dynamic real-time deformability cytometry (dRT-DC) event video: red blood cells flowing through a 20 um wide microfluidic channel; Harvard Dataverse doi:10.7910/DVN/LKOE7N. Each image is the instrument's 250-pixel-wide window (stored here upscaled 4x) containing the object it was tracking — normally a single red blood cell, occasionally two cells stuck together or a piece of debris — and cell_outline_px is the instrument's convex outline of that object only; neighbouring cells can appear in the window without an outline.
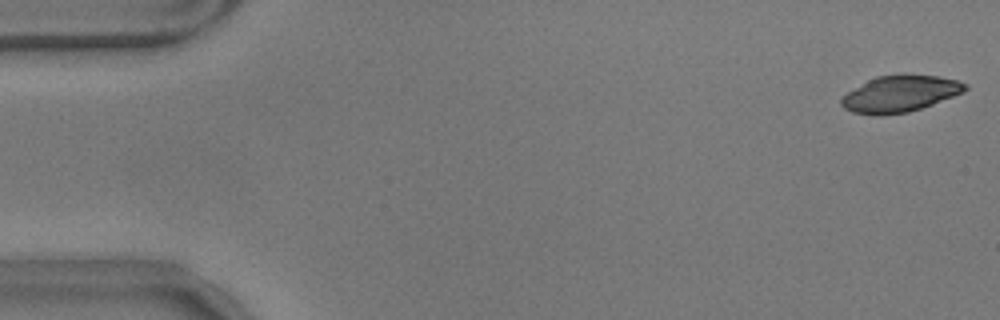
{"species": "common noctule bat (a hibernating species)", "species_latin": "Nyctalus noctula", "temperature_condition": "warm", "stored_images_in_passage": 56, "camera_frame_rate_fps": 3000, "um_per_image_px": 0.085, "animal": {"sex": "male", "body_mass_g": 17.9}, "frame": {"image": 1, "passage_image": 1, "time_ms": 0.0, "image_size_px": [1000, 320], "cell_outline_px": [[968, 88], [964, 92], [932, 104], [908, 112], [880, 116], [872, 116], [852, 112], [844, 108], [840, 104], [840, 96], [868, 80], [876, 76], [904, 72], [940, 76], [956, 80], [968, 84]], "centroid_in_image_um": [76.48, 7.95], "position_along_channel_um": 8.5, "area_um2": 26.99}}